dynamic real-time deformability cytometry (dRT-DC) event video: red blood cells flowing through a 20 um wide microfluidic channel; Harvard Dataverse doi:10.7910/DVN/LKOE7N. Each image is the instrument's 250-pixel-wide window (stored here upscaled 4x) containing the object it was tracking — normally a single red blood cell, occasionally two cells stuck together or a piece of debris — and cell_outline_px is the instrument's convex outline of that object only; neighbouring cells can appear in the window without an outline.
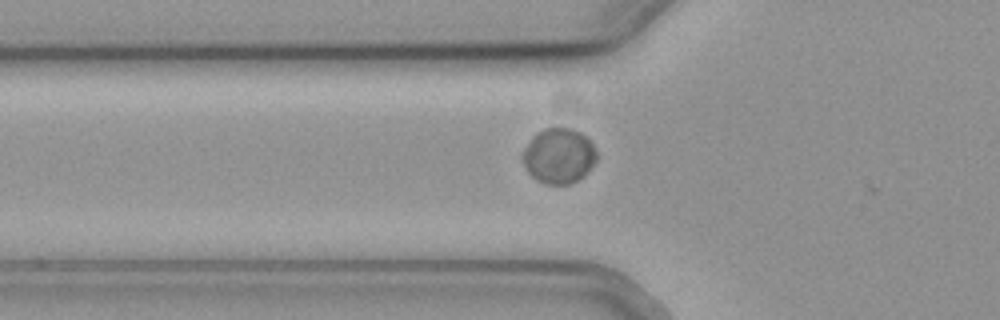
{"species": "common noctule bat (a hibernating species)", "species_latin": "Nyctalus noctula", "temperature_condition": "cold", "stored_images_in_passage": 7, "camera_frame_rate_fps": 3000, "um_per_image_px": 0.085, "animal": {"sex": "female", "body_mass_g": 19.3, "forearm_length_mm": 54.1}, "frame": {"image": 1, "passage_image": 6, "time_ms": 1.667, "image_size_px": [1000, 320], "cell_outline_px": [[596, 160], [588, 172], [584, 176], [568, 184], [544, 184], [532, 176], [528, 172], [520, 156], [524, 148], [532, 136], [536, 132], [544, 128], [572, 128], [580, 132], [592, 144], [596, 152]], "centroid_in_image_um": [47.47, 13.24], "position_along_channel_um": 78.3, "area_um2": 23.81}}